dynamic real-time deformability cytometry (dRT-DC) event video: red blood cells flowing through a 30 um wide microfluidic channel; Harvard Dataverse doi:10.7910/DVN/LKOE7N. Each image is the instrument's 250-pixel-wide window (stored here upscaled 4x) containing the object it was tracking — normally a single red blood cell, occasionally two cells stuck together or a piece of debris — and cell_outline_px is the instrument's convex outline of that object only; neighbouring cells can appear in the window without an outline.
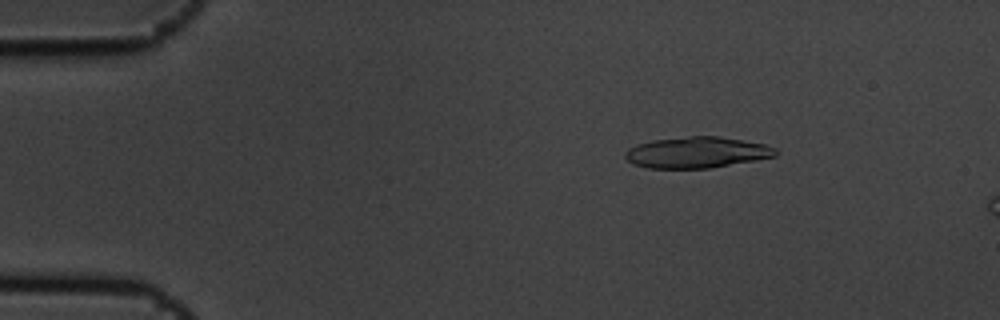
{"species": "common noctule bat (a hibernating species)", "species_latin": "Nyctalus noctula", "temperature_condition": "cold", "stored_images_in_passage": 3, "camera_frame_rate_fps": 3000, "um_per_image_px": 0.085, "animal": {"sex": "male", "body_mass_g": 19.5, "forearm_length_mm": 54.6}, "frame": {"image": 1, "passage_image": 1, "time_ms": 0.0, "image_size_px": [1000, 320], "cell_outline_px": [[776, 156], [756, 160], [708, 168], [648, 168], [632, 164], [624, 156], [624, 152], [628, 148], [636, 144], [652, 140], [688, 136], [716, 136], [764, 144], [776, 148]], "centroid_in_image_um": [59.18, 12.96], "position_along_channel_um": 25.8, "area_um2": 27.17}}